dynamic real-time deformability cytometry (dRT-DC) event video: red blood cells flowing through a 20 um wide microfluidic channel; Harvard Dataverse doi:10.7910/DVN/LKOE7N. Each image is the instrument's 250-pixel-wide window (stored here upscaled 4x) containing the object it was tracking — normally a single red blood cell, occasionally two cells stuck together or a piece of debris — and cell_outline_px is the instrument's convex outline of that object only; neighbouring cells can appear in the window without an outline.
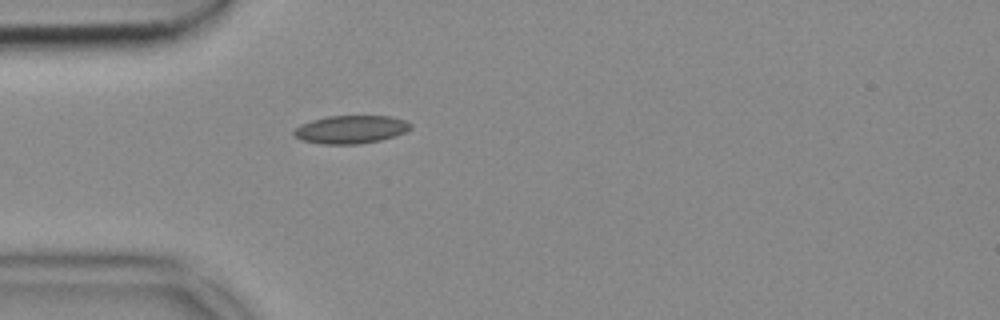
{"species": "common noctule bat (a hibernating species)", "species_latin": "Nyctalus noctula", "temperature_condition": "cold", "stored_images_in_passage": 29, "camera_frame_rate_fps": 3000, "um_per_image_px": 0.085, "animal": {"sex": "female", "body_mass_g": 18.4}, "frame": {"image": 1, "passage_image": 1, "time_ms": 0.0, "image_size_px": [1000, 320], "cell_outline_px": [[412, 128], [404, 132], [380, 140], [356, 144], [324, 144], [300, 140], [292, 132], [300, 124], [312, 120], [328, 116], [392, 116], [408, 120], [412, 124]], "centroid_in_image_um": [29.83, 10.99], "position_along_channel_um": 55.2, "area_um2": 19.07}}
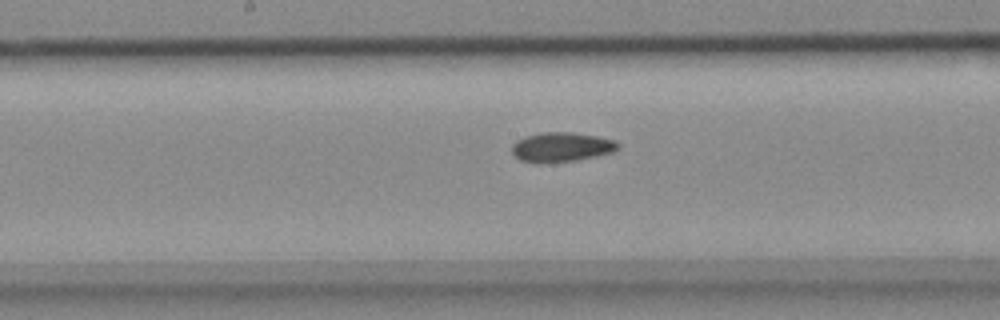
{"frame": {"image": 2, "passage_image": 13, "time_ms": 4.0, "image_size_px": [1000, 320], "cell_outline_px": [[620, 148], [612, 152], [596, 156], [576, 160], [520, 160], [512, 152], [512, 144], [516, 140], [524, 136], [540, 132], [572, 132], [596, 136], [616, 140], [620, 144]], "centroid_in_image_um": [47.78, 12.44], "position_along_channel_um": 200.4, "area_um2": 17.69}}
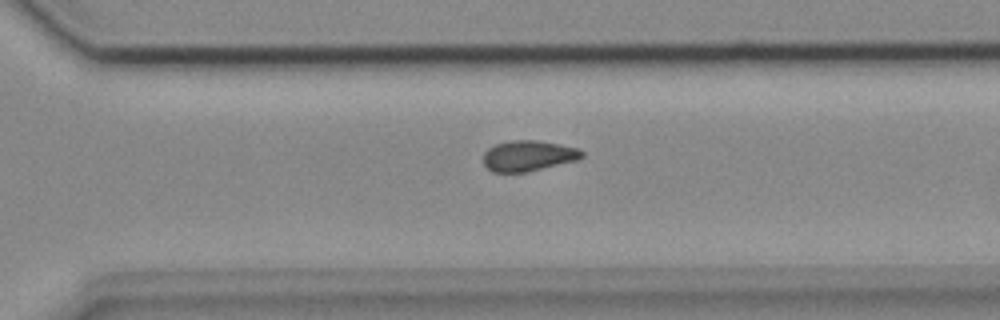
{"frame": {"image": 3, "passage_image": 23, "time_ms": 7.333, "image_size_px": [1000, 320], "cell_outline_px": [[584, 156], [576, 160], [528, 172], [492, 172], [484, 164], [484, 152], [488, 148], [496, 144], [512, 140], [536, 140], [560, 144], [580, 148], [584, 152]], "centroid_in_image_um": [44.92, 13.24], "position_along_channel_um": 325.7, "area_um2": 17.63}}